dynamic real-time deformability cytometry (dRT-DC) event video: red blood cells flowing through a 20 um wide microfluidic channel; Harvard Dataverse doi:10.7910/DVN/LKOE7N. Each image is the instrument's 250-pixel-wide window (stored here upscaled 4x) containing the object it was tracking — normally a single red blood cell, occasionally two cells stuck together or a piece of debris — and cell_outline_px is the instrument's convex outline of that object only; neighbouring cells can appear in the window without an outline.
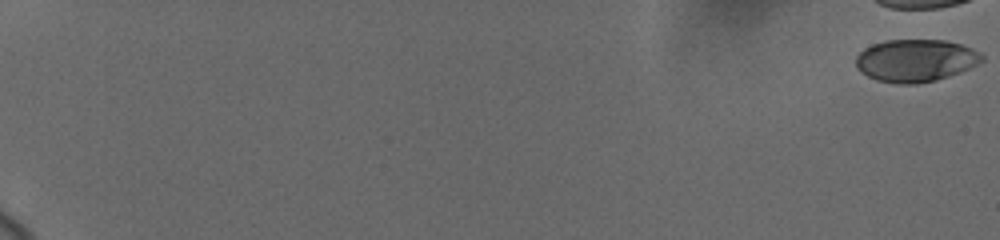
{"species": "human", "species_latin": "Homo sapiens", "temperature_condition": "cold", "stored_images_in_passage": 14, "camera_frame_rate_fps": 3000, "um_per_image_px": 0.085, "donor": {"sex": "female"}, "frame": {"image": 1, "passage_image": 1, "time_ms": 0.0, "image_size_px": [1000, 240], "cell_outline_px": [[984, 60], [960, 72], [936, 80], [916, 84], [900, 84], [876, 80], [860, 72], [856, 68], [856, 56], [864, 48], [872, 44], [884, 40], [944, 40], [960, 44], [972, 48], [980, 52], [984, 56]], "centroid_in_image_um": [77.8, 5.14], "position_along_channel_um": 7.2, "area_um2": 31.27}}